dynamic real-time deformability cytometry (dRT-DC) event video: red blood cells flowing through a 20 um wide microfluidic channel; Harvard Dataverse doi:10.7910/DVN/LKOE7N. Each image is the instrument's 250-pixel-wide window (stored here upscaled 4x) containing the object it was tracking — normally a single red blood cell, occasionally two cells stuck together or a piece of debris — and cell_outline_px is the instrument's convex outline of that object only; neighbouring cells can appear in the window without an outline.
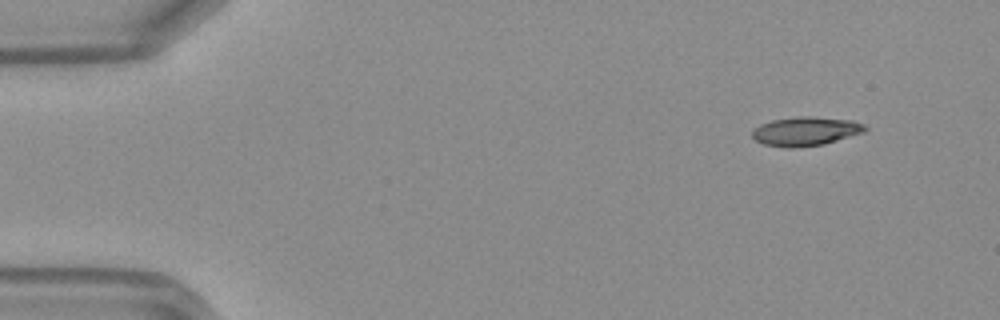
{"species": "Egyptian fruit bat (a non-hibernating species)", "species_latin": "Rousettus aegyptiacus", "temperature_condition": "warm", "stored_images_in_passage": 45, "camera_frame_rate_fps": 3000, "um_per_image_px": 0.085, "frame": {"image": 1, "passage_image": 1, "time_ms": 0.0, "image_size_px": [1000, 320], "cell_outline_px": [[868, 128], [864, 132], [824, 144], [792, 148], [784, 148], [764, 144], [756, 140], [752, 136], [752, 128], [760, 124], [772, 120], [800, 116], [808, 116], [852, 120], [864, 124]], "centroid_in_image_um": [68.46, 11.16], "position_along_channel_um": 16.5, "area_um2": 19.07}}
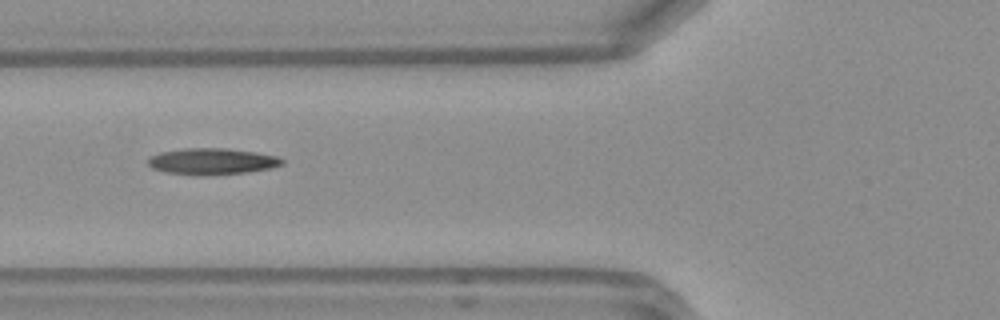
{"frame": {"image": 2, "passage_image": 15, "time_ms": 4.667, "image_size_px": [1000, 320], "cell_outline_px": [[284, 164], [272, 168], [248, 172], [204, 176], [192, 176], [164, 172], [152, 168], [148, 164], [148, 160], [152, 156], [160, 152], [184, 148], [228, 148], [256, 152], [276, 156], [284, 160]], "centroid_in_image_um": [18.02, 13.73], "position_along_channel_um": 107.8, "area_um2": 20.92}}
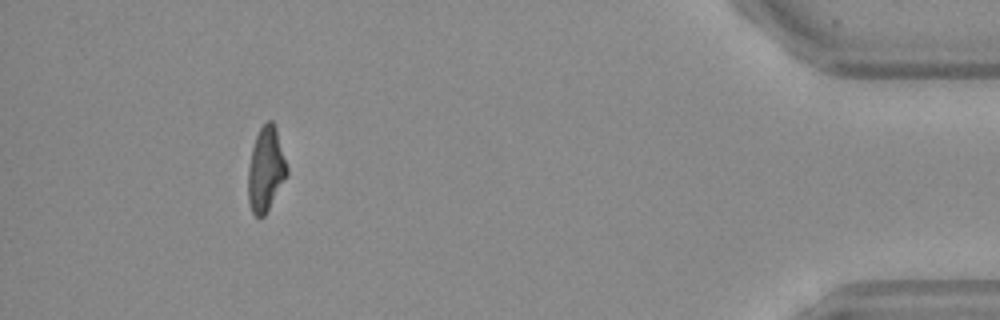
{"frame": {"image": 3, "passage_image": 41, "time_ms": 13.333, "image_size_px": [1000, 320], "cell_outline_px": [[288, 172], [264, 216], [256, 216], [252, 212], [248, 200], [248, 168], [252, 148], [256, 136], [260, 128], [268, 120], [272, 120], [276, 128], [288, 168]], "centroid_in_image_um": [22.58, 14.37], "position_along_channel_um": 412.6, "area_um2": 18.73}, "authors_computed_cell_mechanics": {"area_um2": 19.5364, "velocity_mm_per_s": 4.2227, "shape_relaxation_time_tau1_ms": null, "shape_relaxation_time_tau2_ms": 2.9941, "deformation_change_tau1": null, "deformation_change_tau2": 0.1311}}